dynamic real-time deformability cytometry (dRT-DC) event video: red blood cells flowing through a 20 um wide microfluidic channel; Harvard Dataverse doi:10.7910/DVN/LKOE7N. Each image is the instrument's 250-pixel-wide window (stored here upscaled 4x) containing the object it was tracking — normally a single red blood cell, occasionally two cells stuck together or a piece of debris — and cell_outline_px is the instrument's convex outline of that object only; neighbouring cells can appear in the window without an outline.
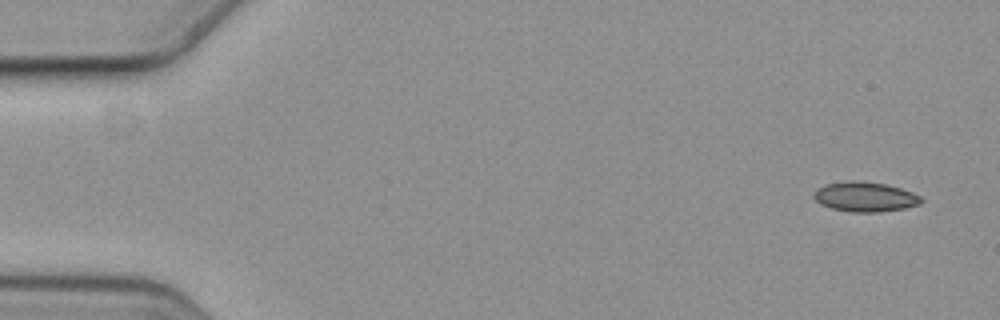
{"species": "common noctule bat (a hibernating species)", "species_latin": "Nyctalus noctula", "temperature_condition": "cold", "stored_images_in_passage": 12, "camera_frame_rate_fps": 3000, "um_per_image_px": 0.085, "animal": {"sex": "female", "body_mass_g": 19.3, "forearm_length_mm": 54.1}, "frame": {"image": 1, "passage_image": 1, "time_ms": 0.0, "image_size_px": [1000, 320], "cell_outline_px": [[924, 200], [920, 204], [904, 208], [880, 212], [852, 212], [832, 208], [820, 204], [816, 200], [816, 192], [820, 188], [828, 184], [852, 180], [884, 184], [900, 188], [912, 192], [920, 196]], "centroid_in_image_um": [73.59, 16.74], "position_along_channel_um": 11.4, "area_um2": 18.21}}
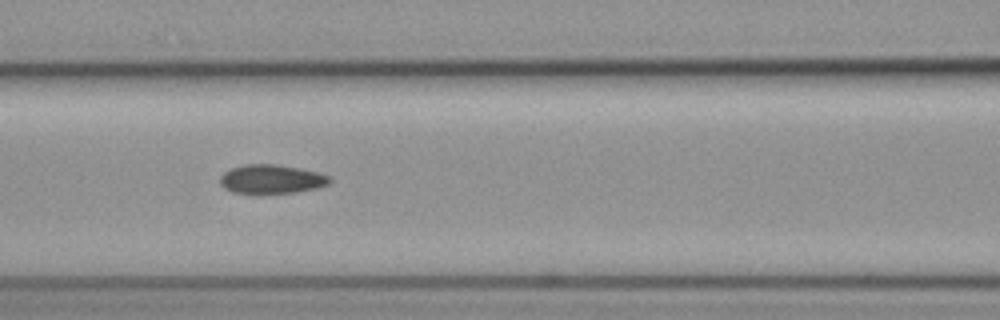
{"frame": {"image": 2, "passage_image": 10, "time_ms": 3.0, "image_size_px": [1000, 320], "cell_outline_px": [[332, 180], [328, 184], [316, 188], [296, 192], [256, 196], [232, 192], [224, 188], [220, 184], [220, 176], [224, 172], [232, 168], [244, 164], [276, 164], [300, 168], [332, 176]], "centroid_in_image_um": [23.05, 15.26], "position_along_channel_um": 143.6, "area_um2": 19.19}}
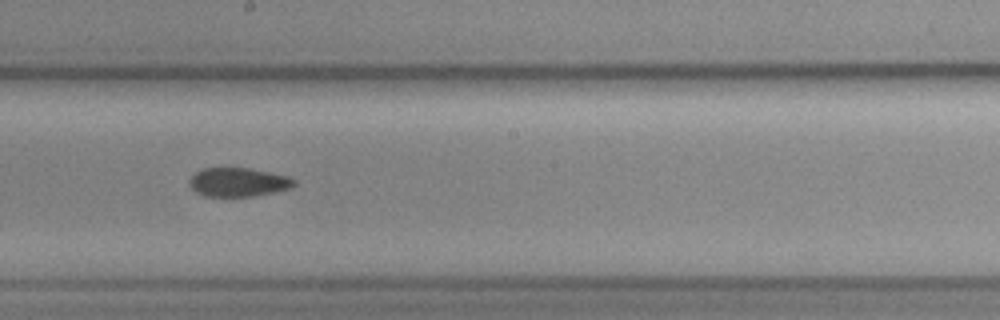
{"frame": {"image": 3, "passage_image": 12, "time_ms": 3.667, "image_size_px": [1000, 320], "cell_outline_px": [[296, 184], [292, 188], [276, 192], [252, 196], [204, 196], [196, 192], [188, 184], [188, 180], [196, 172], [204, 168], [252, 168], [288, 176], [296, 180]], "centroid_in_image_um": [20.28, 15.48], "position_along_channel_um": 227.9, "area_um2": 17.74}}